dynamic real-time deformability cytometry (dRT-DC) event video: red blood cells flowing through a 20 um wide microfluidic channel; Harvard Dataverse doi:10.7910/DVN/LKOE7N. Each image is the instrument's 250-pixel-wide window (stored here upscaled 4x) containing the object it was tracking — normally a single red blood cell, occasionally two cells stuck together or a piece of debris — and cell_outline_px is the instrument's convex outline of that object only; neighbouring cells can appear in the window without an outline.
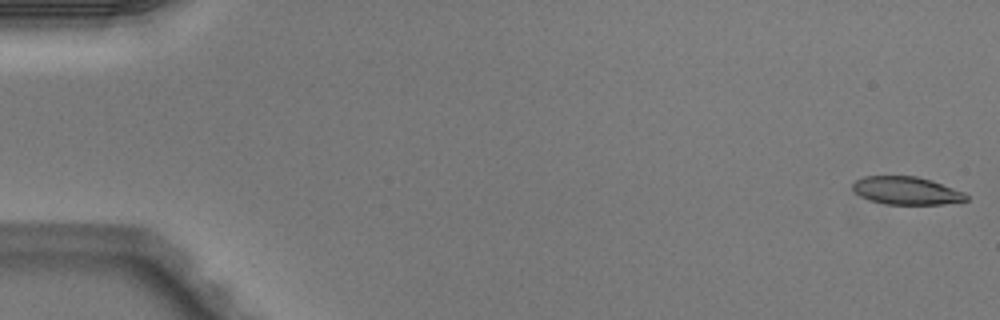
{"species": "Egyptian fruit bat (a non-hibernating species)", "species_latin": "Rousettus aegyptiacus", "temperature_condition": "warm", "stored_images_in_passage": 50, "camera_frame_rate_fps": 3000, "um_per_image_px": 0.085, "animal": {"sex": "male"}, "frame": {"image": 1, "passage_image": 1, "time_ms": 0.0, "image_size_px": [1000, 320], "cell_outline_px": [[968, 200], [944, 204], [888, 204], [868, 200], [860, 196], [852, 188], [852, 184], [856, 180], [864, 176], [916, 176], [932, 180], [964, 192], [968, 196]], "centroid_in_image_um": [77.05, 16.2], "position_along_channel_um": 8.0, "area_um2": 18.44}}
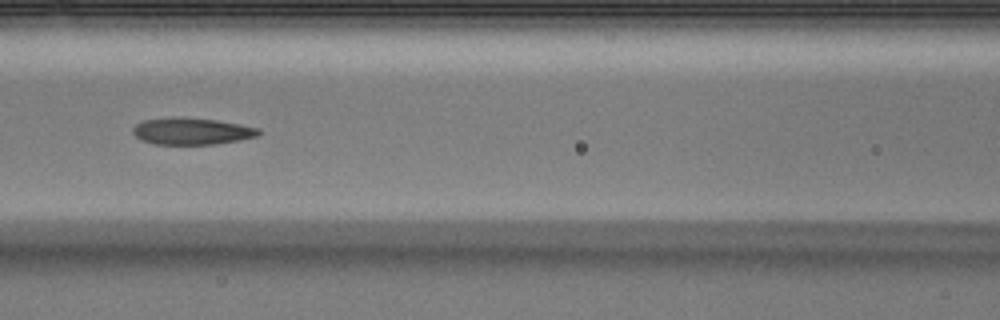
{"frame": {"image": 2, "passage_image": 23, "time_ms": 7.333, "image_size_px": [1000, 320], "cell_outline_px": [[260, 132], [256, 136], [240, 140], [216, 144], [152, 144], [136, 136], [132, 132], [132, 128], [136, 124], [144, 120], [172, 116], [184, 116], [216, 120], [240, 124], [260, 128]], "centroid_in_image_um": [16.29, 11.13], "position_along_channel_um": 150.3, "area_um2": 19.83}}
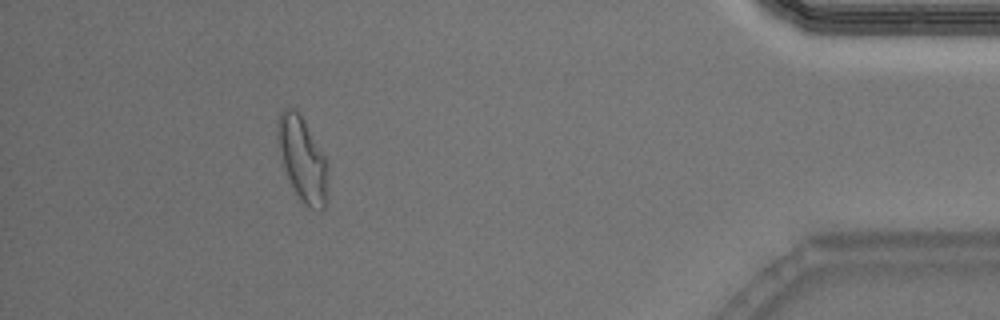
{"frame": {"image": 3, "passage_image": 46, "time_ms": 15.0, "image_size_px": [1000, 320], "cell_outline_px": [[328, 168], [324, 208], [320, 212], [316, 212], [304, 204], [296, 192], [288, 176], [284, 164], [276, 136], [276, 120], [280, 112], [284, 108], [292, 108], [300, 112], [324, 156], [328, 164]], "centroid_in_image_um": [25.7, 13.48], "position_along_channel_um": 409.5, "area_um2": 24.33}, "authors_computed_cell_mechanics": {"area_um2": 20.1144, "velocity_mm_per_s": 4.0444, "shape_relaxation_time_tau1_ms": 11.3077, "shape_relaxation_time_tau2_ms": 1.3385, "deformation_change_tau1": 0.3482, "deformation_change_tau2": 0.0858}}